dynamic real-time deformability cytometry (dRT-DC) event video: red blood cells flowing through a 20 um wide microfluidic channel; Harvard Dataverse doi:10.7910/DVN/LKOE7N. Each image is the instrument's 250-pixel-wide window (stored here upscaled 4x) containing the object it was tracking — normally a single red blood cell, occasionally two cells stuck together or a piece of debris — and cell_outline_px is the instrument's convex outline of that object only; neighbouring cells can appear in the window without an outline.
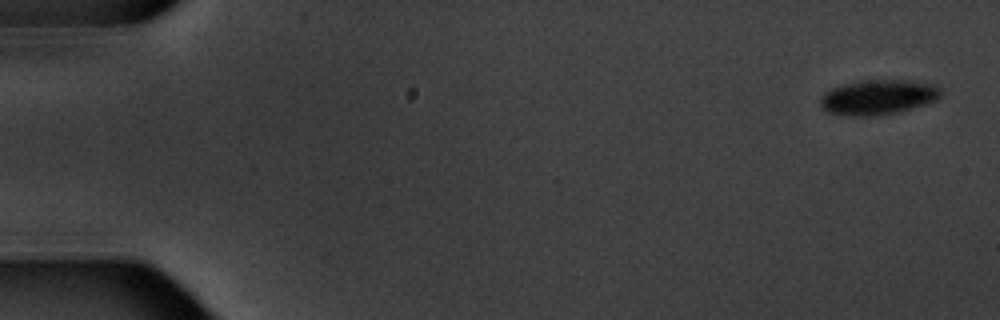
{"species": "common noctule bat (a hibernating species)", "species_latin": "Nyctalus noctula", "temperature_condition": "warm", "stored_images_in_passage": 9, "camera_frame_rate_fps": 3000, "um_per_image_px": 0.085, "animal": {"sex": "male", "body_mass_g": 20.1, "forearm_length_mm": 53.5}, "frame": {"image": 1, "passage_image": 1, "time_ms": 0.0, "image_size_px": [1000, 320], "cell_outline_px": [[940, 96], [936, 100], [912, 108], [896, 112], [876, 116], [852, 116], [828, 112], [820, 104], [820, 100], [824, 92], [832, 88], [844, 84], [860, 80], [904, 80], [936, 84], [940, 88]], "centroid_in_image_um": [74.63, 8.25], "position_along_channel_um": 10.4, "area_um2": 24.39}}
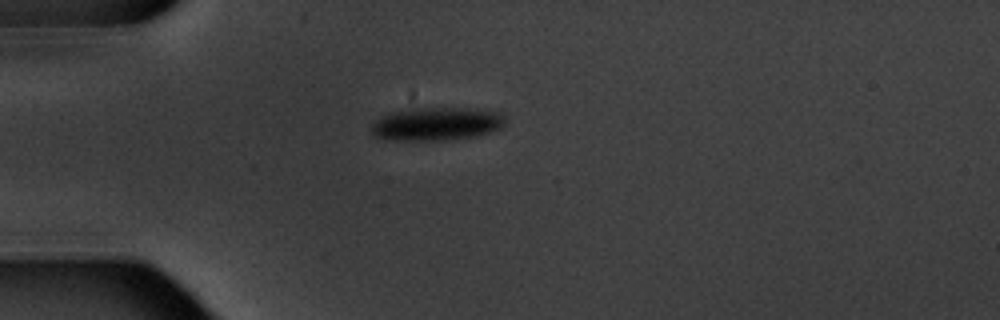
{"frame": {"image": 2, "passage_image": 4, "time_ms": 4.667, "image_size_px": [1000, 320], "cell_outline_px": [[504, 124], [500, 128], [476, 136], [444, 140], [384, 140], [376, 136], [372, 132], [372, 124], [380, 116], [392, 112], [412, 108], [476, 108], [504, 112]], "centroid_in_image_um": [37.12, 10.52], "position_along_channel_um": 47.9, "area_um2": 26.07}}
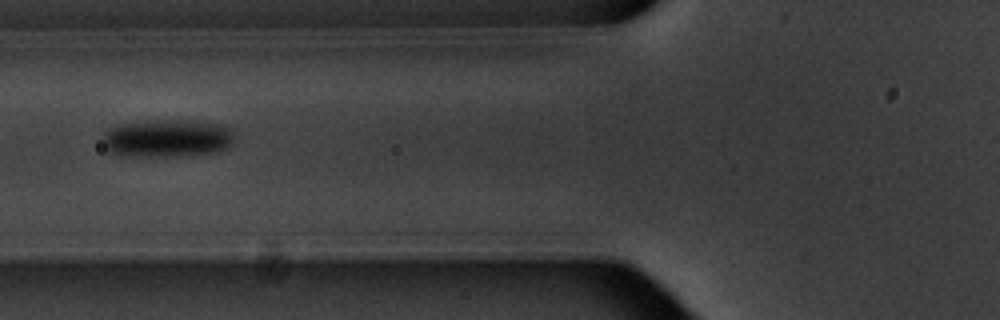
{"frame": {"image": 3, "passage_image": 6, "time_ms": 7.0, "image_size_px": [1000, 320], "cell_outline_px": [[232, 144], [228, 148], [216, 152], [188, 156], [140, 156], [108, 152], [100, 136], [108, 128], [120, 124], [148, 120], [188, 120], [224, 124], [232, 132]], "centroid_in_image_um": [14.21, 11.74], "position_along_channel_um": 111.6, "area_um2": 29.36}}